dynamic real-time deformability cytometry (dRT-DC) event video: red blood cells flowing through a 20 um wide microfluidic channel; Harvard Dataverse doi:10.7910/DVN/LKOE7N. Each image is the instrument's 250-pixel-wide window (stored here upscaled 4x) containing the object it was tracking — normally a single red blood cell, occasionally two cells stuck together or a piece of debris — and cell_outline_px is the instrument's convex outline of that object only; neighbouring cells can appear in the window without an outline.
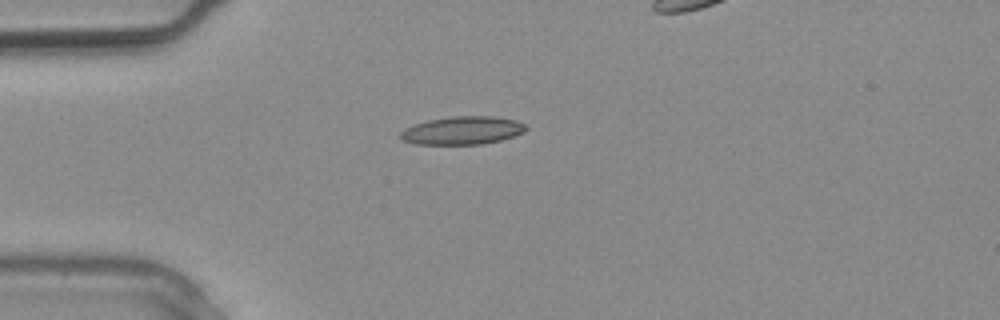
{"species": "common noctule bat (a hibernating species)", "species_latin": "Nyctalus noctula", "temperature_condition": "warm", "stored_images_in_passage": 3, "camera_frame_rate_fps": 3000, "um_per_image_px": 0.085, "animal": {"sex": "male", "body_mass_g": 20.4}, "frame": {"image": 1, "passage_image": 2, "time_ms": 0.333, "image_size_px": [1000, 320], "cell_outline_px": [[528, 128], [524, 132], [500, 140], [480, 144], [416, 144], [404, 140], [400, 136], [400, 132], [404, 128], [428, 120], [452, 116], [492, 116], [516, 120], [524, 124]], "centroid_in_image_um": [39.31, 11.08], "position_along_channel_um": 45.7, "area_um2": 20.35}}